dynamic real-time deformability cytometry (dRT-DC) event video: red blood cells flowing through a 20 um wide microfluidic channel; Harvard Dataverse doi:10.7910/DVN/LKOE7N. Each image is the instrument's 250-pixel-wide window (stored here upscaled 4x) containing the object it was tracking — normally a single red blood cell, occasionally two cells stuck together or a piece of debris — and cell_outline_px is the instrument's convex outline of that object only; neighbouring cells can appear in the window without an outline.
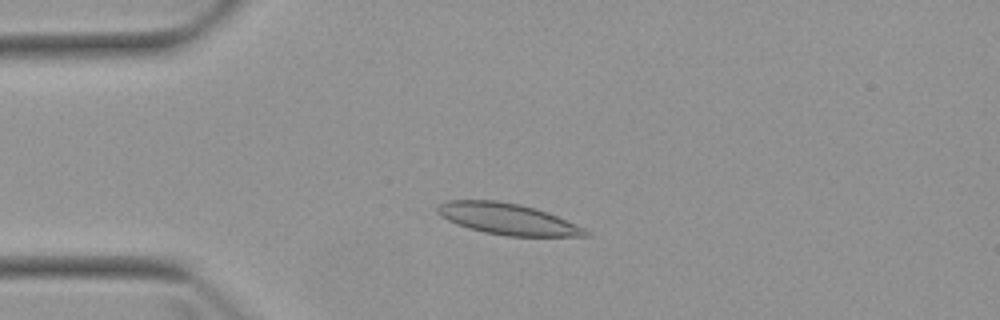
{"species": "Egyptian fruit bat (a non-hibernating species)", "species_latin": "Rousettus aegyptiacus", "temperature_condition": "warm", "stored_images_in_passage": 3, "camera_frame_rate_fps": 3000, "um_per_image_px": 0.085, "animal": {"sex": "female"}, "frame": {"image": 1, "passage_image": 3, "time_ms": 2.333, "image_size_px": [1000, 320], "cell_outline_px": [[592, 236], [508, 236], [484, 232], [468, 228], [456, 224], [448, 220], [436, 212], [436, 208], [440, 204], [448, 200], [496, 200], [520, 204], [536, 208], [548, 212], [584, 228]], "centroid_in_image_um": [43.13, 18.61], "position_along_channel_um": 41.9, "area_um2": 26.88}}